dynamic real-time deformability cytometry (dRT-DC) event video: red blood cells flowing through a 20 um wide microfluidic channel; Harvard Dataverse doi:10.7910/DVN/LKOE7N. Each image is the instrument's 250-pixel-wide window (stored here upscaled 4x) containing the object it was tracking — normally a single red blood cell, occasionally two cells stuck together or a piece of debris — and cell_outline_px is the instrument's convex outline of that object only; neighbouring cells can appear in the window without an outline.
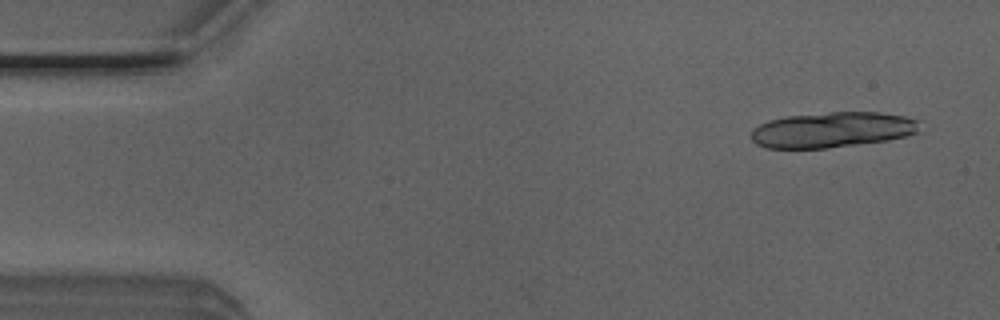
{"species": "Egyptian fruit bat (a non-hibernating species)", "species_latin": "Rousettus aegyptiacus", "temperature_condition": "room temperature", "stored_images_in_passage": 16, "camera_frame_rate_fps": 3000, "um_per_image_px": 0.085, "animal": {"sex": "male"}, "frame": {"image": 1, "passage_image": 3, "time_ms": 0.667, "image_size_px": [1000, 320], "cell_outline_px": [[924, 120], [916, 132], [908, 136], [888, 140], [828, 148], [764, 148], [756, 144], [752, 140], [752, 128], [768, 120], [784, 116], [828, 112], [880, 112], [904, 116]], "centroid_in_image_um": [70.77, 11.02], "position_along_channel_um": 14.2, "area_um2": 35.26}}